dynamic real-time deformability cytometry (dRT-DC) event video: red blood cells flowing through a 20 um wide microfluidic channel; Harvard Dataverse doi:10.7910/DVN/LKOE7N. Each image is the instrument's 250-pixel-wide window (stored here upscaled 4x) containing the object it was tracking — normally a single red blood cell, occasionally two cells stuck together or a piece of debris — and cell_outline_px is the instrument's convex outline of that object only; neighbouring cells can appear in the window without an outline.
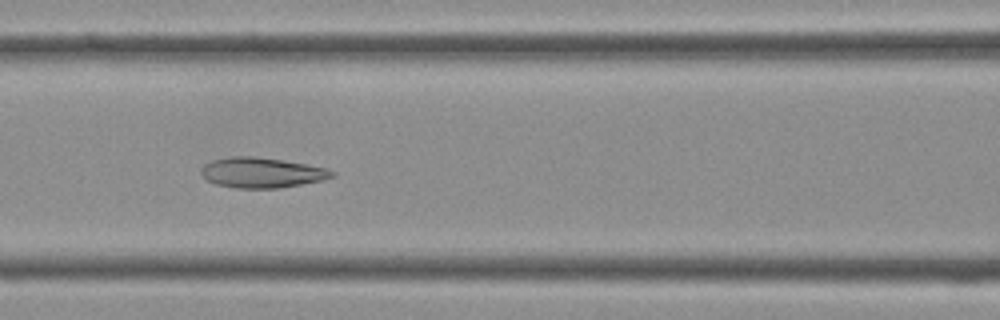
{"species": "Egyptian fruit bat (a non-hibernating species)", "species_latin": "Rousettus aegyptiacus", "temperature_condition": "cold", "stored_images_in_passage": 41, "camera_frame_rate_fps": 3000, "um_per_image_px": 0.085, "frame": {"image": 1, "passage_image": 17, "time_ms": 5.333, "image_size_px": [1000, 320], "cell_outline_px": [[336, 176], [320, 180], [280, 188], [236, 188], [216, 184], [208, 180], [200, 172], [200, 168], [204, 164], [212, 160], [232, 156], [256, 156], [328, 168], [336, 172]], "centroid_in_image_um": [22.23, 14.67], "position_along_channel_um": 144.4, "area_um2": 22.95}}
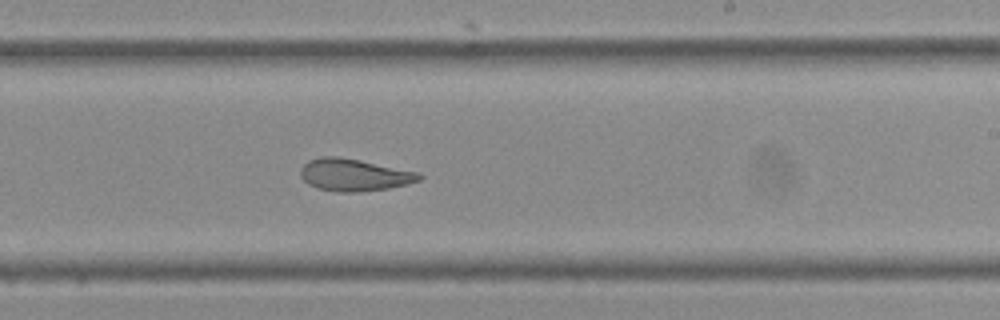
{"frame": {"image": 2, "passage_image": 24, "time_ms": 7.667, "image_size_px": [1000, 320], "cell_outline_px": [[424, 176], [420, 180], [408, 184], [388, 188], [356, 192], [336, 192], [316, 188], [308, 184], [300, 176], [300, 168], [308, 160], [320, 156], [340, 156], [420, 172]], "centroid_in_image_um": [30.09, 14.86], "position_along_channel_um": 258.9, "area_um2": 22.54}}
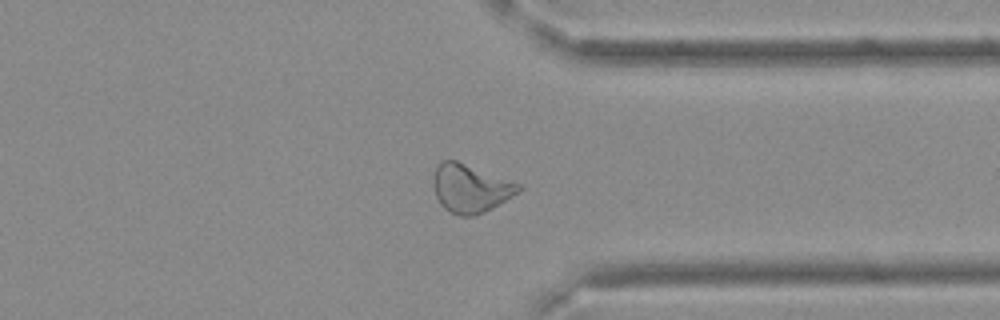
{"frame": {"image": 3, "passage_image": 31, "time_ms": 10.0, "image_size_px": [1000, 320], "cell_outline_px": [[524, 188], [520, 192], [492, 208], [476, 216], [460, 216], [444, 208], [440, 204], [436, 196], [432, 184], [432, 180], [436, 164], [444, 160], [456, 160], [520, 184]], "centroid_in_image_um": [39.97, 16.01], "position_along_channel_um": 371.4, "area_um2": 24.04}}